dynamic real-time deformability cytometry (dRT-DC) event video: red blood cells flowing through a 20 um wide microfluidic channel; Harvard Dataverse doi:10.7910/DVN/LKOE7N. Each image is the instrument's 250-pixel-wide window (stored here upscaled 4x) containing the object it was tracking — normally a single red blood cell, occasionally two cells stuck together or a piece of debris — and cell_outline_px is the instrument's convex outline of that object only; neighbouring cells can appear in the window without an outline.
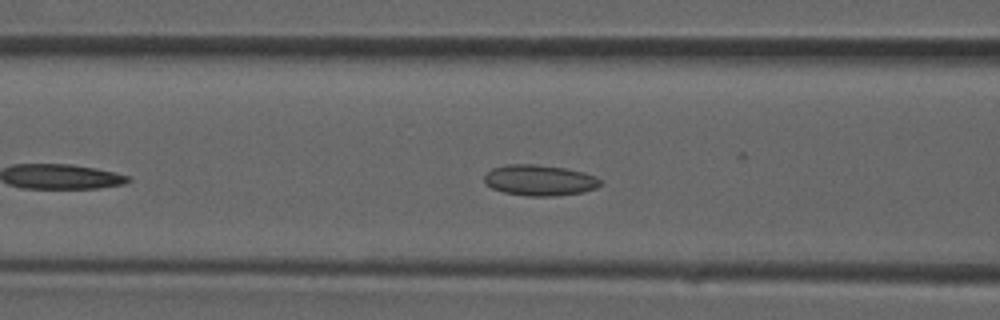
{"species": "common noctule bat (a hibernating species)", "species_latin": "Nyctalus noctula", "temperature_condition": "room temperature", "stored_images_in_passage": 23, "camera_frame_rate_fps": 3000, "um_per_image_px": 0.085, "animal": {"sex": "male", "forearm_length_mm": 52.5}, "frame": {"image": 1, "passage_image": 7, "time_ms": 2.0, "image_size_px": [1000, 320], "cell_outline_px": [[600, 184], [596, 188], [584, 192], [552, 196], [528, 196], [504, 192], [492, 188], [484, 184], [484, 176], [492, 168], [504, 164], [536, 164], [564, 168], [584, 172], [596, 176], [600, 180]], "centroid_in_image_um": [45.84, 15.31], "position_along_channel_um": 120.8, "area_um2": 20.92}}
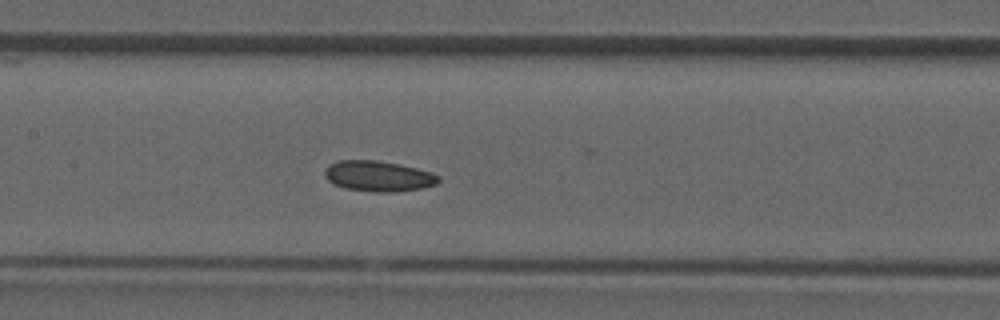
{"frame": {"image": 2, "passage_image": 10, "time_ms": 3.0, "image_size_px": [1000, 320], "cell_outline_px": [[440, 180], [436, 184], [420, 188], [396, 192], [376, 192], [344, 188], [332, 184], [324, 176], [324, 172], [328, 164], [336, 160], [376, 160], [400, 164], [416, 168], [440, 176]], "centroid_in_image_um": [32.11, 14.97], "position_along_channel_um": 175.3, "area_um2": 20.35}}